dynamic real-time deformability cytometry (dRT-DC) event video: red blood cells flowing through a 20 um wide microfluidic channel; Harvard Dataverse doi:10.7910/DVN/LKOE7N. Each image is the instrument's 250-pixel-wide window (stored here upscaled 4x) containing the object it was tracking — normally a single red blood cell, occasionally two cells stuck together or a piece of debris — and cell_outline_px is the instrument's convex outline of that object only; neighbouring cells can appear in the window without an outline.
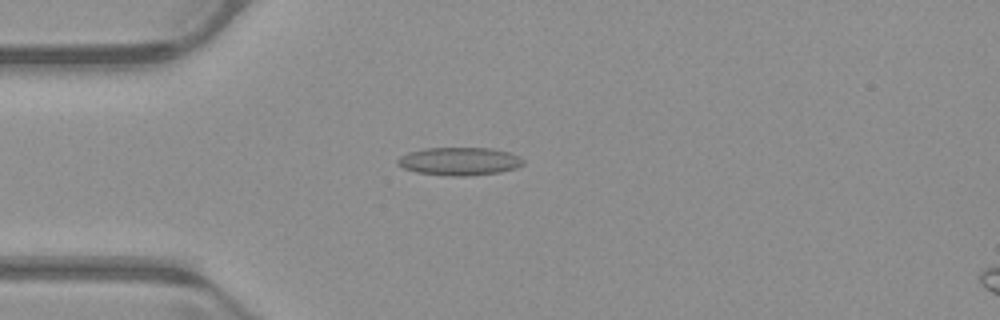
{"species": "common noctule bat (a hibernating species)", "species_latin": "Nyctalus noctula", "temperature_condition": "warm", "stored_images_in_passage": 41, "camera_frame_rate_fps": 3000, "um_per_image_px": 0.085, "animal": {"sex": "male", "body_mass_g": 23.1, "forearm_length_mm": 52.7}, "frame": {"image": 1, "passage_image": 3, "time_ms": 0.667, "image_size_px": [1000, 320], "cell_outline_px": [[524, 164], [516, 168], [500, 172], [464, 176], [448, 176], [416, 172], [404, 168], [396, 164], [396, 160], [400, 156], [408, 152], [424, 148], [492, 148], [508, 152], [520, 156], [524, 160]], "centroid_in_image_um": [39.04, 13.71], "position_along_channel_um": 46.0, "area_um2": 20.63}}
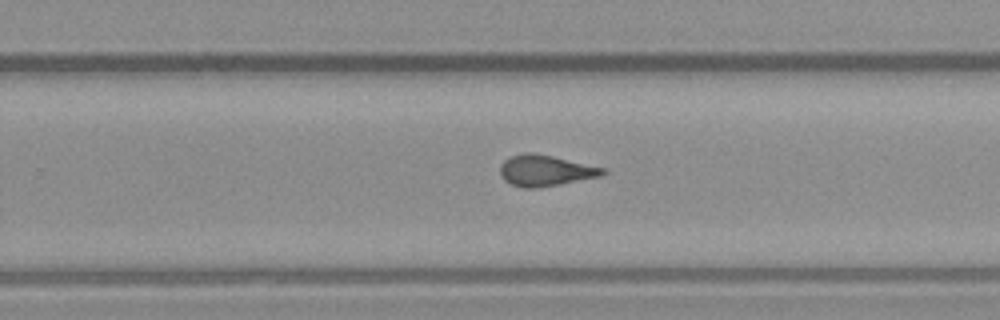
{"frame": {"image": 2, "passage_image": 22, "time_ms": 7.0, "image_size_px": [1000, 320], "cell_outline_px": [[608, 172], [600, 176], [560, 184], [536, 188], [524, 188], [512, 184], [504, 180], [500, 176], [500, 164], [508, 156], [524, 152], [532, 152], [552, 156], [608, 168]], "centroid_in_image_um": [46.35, 14.48], "position_along_channel_um": 283.4, "area_um2": 18.79}}
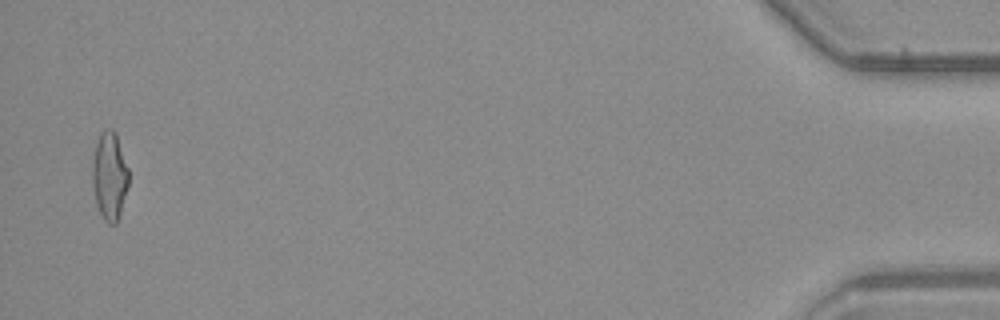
{"frame": {"image": 3, "passage_image": 40, "time_ms": 13.0, "image_size_px": [1000, 320], "cell_outline_px": [[128, 188], [116, 224], [108, 224], [104, 220], [96, 204], [92, 184], [92, 160], [96, 144], [100, 132], [108, 128], [112, 128], [116, 132], [128, 168]], "centroid_in_image_um": [9.3, 14.94], "position_along_channel_um": 425.9, "area_um2": 18.73}, "authors_computed_cell_mechanics": {"area_um2": 18.3804, "velocity_mm_per_s": 3.9759, "shape_relaxation_time_tau1_ms": null, "shape_relaxation_time_tau2_ms": 1.4845, "deformation_change_tau1": null, "deformation_change_tau2": 0.1182}}